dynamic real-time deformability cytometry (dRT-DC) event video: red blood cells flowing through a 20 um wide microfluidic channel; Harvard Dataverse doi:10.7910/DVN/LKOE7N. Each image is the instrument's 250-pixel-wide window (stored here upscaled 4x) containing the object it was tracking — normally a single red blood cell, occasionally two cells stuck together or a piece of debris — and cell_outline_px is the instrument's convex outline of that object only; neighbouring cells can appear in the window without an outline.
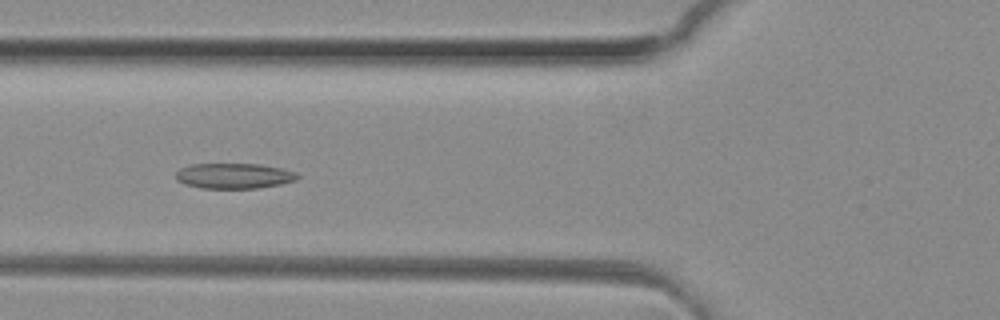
{"species": "common noctule bat (a hibernating species)", "species_latin": "Nyctalus noctula", "temperature_condition": "room temperature", "stored_images_in_passage": 35, "camera_frame_rate_fps": 3000, "um_per_image_px": 0.085, "animal": {"sex": "female", "body_mass_g": 29.2, "forearm_length_mm": 56.3}, "frame": {"image": 1, "passage_image": 3, "time_ms": 0.667, "image_size_px": [1000, 320], "cell_outline_px": [[300, 176], [296, 180], [280, 184], [260, 188], [200, 188], [184, 184], [176, 180], [176, 172], [180, 168], [192, 164], [260, 164], [280, 168], [296, 172]], "centroid_in_image_um": [19.88, 14.95], "position_along_channel_um": 105.9, "area_um2": 18.03}}
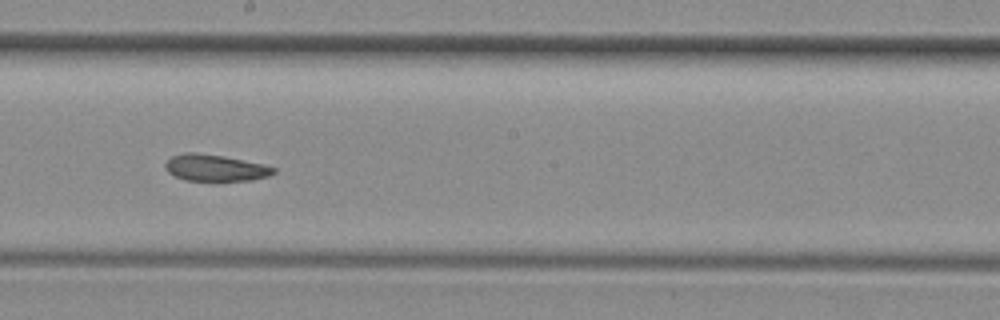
{"frame": {"image": 2, "passage_image": 12, "time_ms": 3.667, "image_size_px": [1000, 320], "cell_outline_px": [[276, 172], [268, 176], [252, 180], [184, 180], [168, 172], [164, 168], [164, 164], [172, 156], [184, 152], [196, 152], [224, 156], [264, 164], [276, 168]], "centroid_in_image_um": [18.29, 14.25], "position_along_channel_um": 229.9, "area_um2": 16.76}}
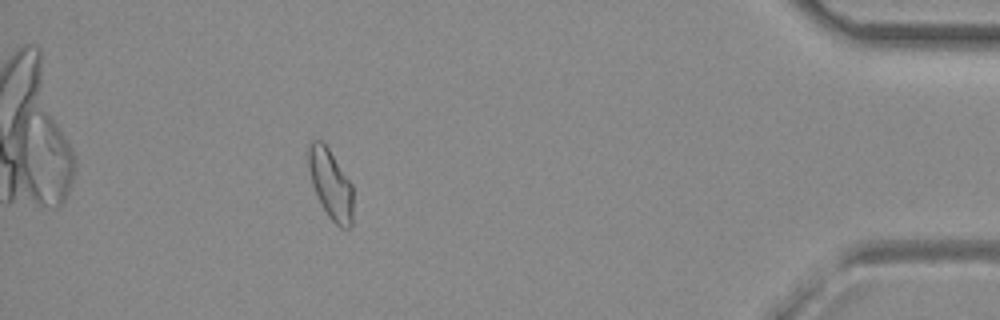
{"frame": {"image": 3, "passage_image": 29, "time_ms": 9.333, "image_size_px": [1000, 320], "cell_outline_px": [[352, 224], [348, 228], [340, 228], [328, 216], [320, 204], [312, 184], [308, 164], [308, 148], [312, 140], [320, 140], [328, 148], [352, 184]], "centroid_in_image_um": [28.1, 15.67], "position_along_channel_um": 407.1, "area_um2": 17.98}}